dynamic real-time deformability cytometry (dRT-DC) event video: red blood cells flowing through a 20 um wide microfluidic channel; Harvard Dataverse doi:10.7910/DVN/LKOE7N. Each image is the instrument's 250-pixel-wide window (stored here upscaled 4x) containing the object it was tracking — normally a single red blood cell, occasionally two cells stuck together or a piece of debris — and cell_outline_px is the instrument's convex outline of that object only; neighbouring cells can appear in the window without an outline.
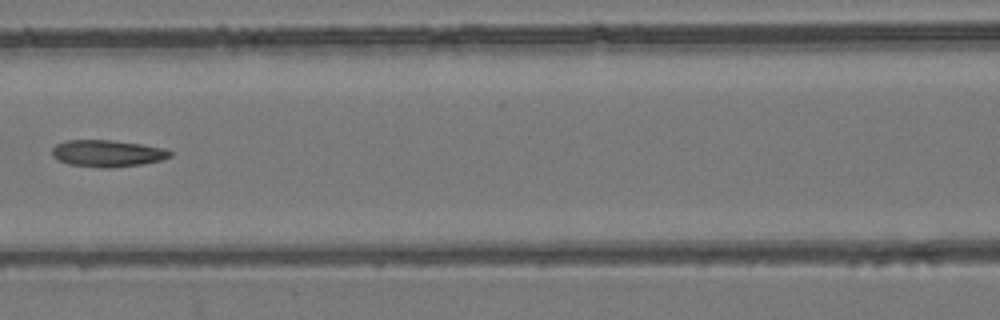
{"species": "common noctule bat (a hibernating species)", "species_latin": "Nyctalus noctula", "temperature_condition": "room temperature", "stored_images_in_passage": 5, "camera_frame_rate_fps": 3000, "um_per_image_px": 0.085, "animal": {"sex": "female", "body_mass_g": 24.6, "forearm_length_mm": 56.2}, "frame": {"image": 1, "passage_image": 4, "time_ms": 4.667, "image_size_px": [1000, 320], "cell_outline_px": [[172, 156], [160, 160], [144, 164], [108, 168], [104, 168], [68, 164], [52, 156], [52, 148], [56, 144], [68, 140], [112, 140], [140, 144], [164, 148], [172, 152]], "centroid_in_image_um": [9.13, 13.04], "position_along_channel_um": 157.5, "area_um2": 18.38}}
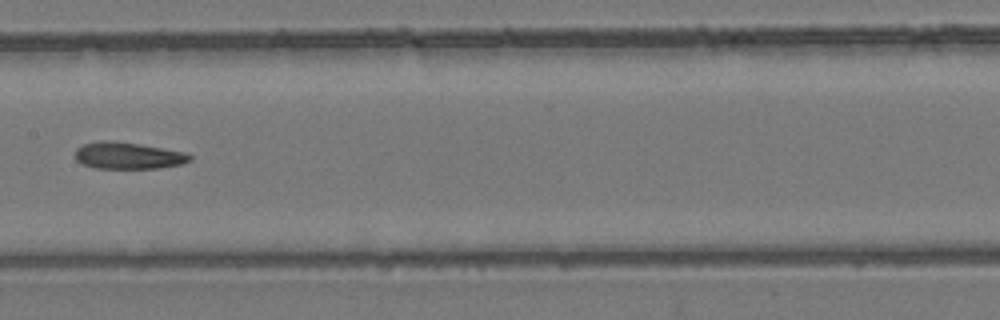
{"frame": {"image": 2, "passage_image": 5, "time_ms": 5.667, "image_size_px": [1000, 320], "cell_outline_px": [[192, 160], [180, 164], [156, 168], [96, 168], [84, 164], [76, 160], [76, 148], [84, 144], [100, 140], [116, 140], [188, 152], [192, 156]], "centroid_in_image_um": [10.91, 13.21], "position_along_channel_um": 196.5, "area_um2": 17.98}}